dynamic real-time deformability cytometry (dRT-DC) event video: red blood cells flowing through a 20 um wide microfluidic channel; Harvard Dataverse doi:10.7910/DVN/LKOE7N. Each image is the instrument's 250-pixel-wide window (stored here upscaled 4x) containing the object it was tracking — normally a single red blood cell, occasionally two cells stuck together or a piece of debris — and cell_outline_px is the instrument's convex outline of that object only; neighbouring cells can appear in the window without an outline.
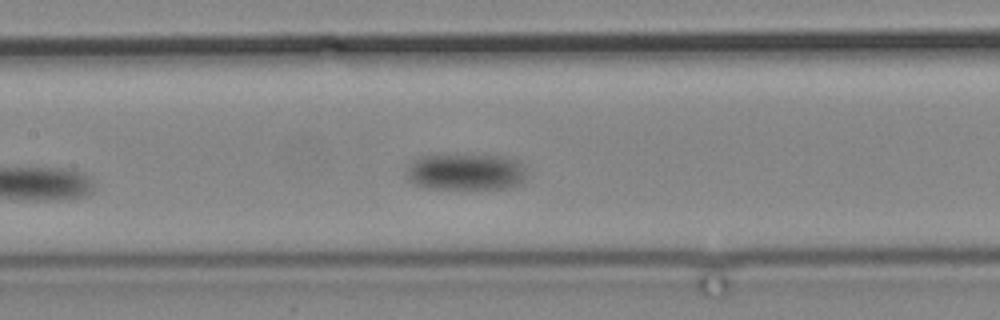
{"species": "common noctule bat (a hibernating species)", "species_latin": "Nyctalus noctula", "temperature_condition": "cold", "stored_images_in_passage": 6, "camera_frame_rate_fps": 3000, "um_per_image_px": 0.085, "animal": {"sex": "male", "body_mass_g": 19.2, "forearm_length_mm": 51.8}, "frame": {"image": 1, "passage_image": 6, "time_ms": 6.0, "image_size_px": [1000, 320], "cell_outline_px": [[528, 168], [524, 184], [508, 188], [428, 188], [416, 184], [408, 180], [408, 168], [420, 156], [516, 156]], "centroid_in_image_um": [39.77, 14.62], "position_along_channel_um": 167.6, "area_um2": 25.61}}